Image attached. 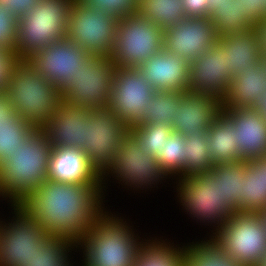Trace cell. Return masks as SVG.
Instances as JSON below:
<instances>
[{"instance_id":"7","label":"cell","mask_w":266,"mask_h":266,"mask_svg":"<svg viewBox=\"0 0 266 266\" xmlns=\"http://www.w3.org/2000/svg\"><path fill=\"white\" fill-rule=\"evenodd\" d=\"M74 0H40L18 19L16 57L26 60L32 54L66 36Z\"/></svg>"},{"instance_id":"5","label":"cell","mask_w":266,"mask_h":266,"mask_svg":"<svg viewBox=\"0 0 266 266\" xmlns=\"http://www.w3.org/2000/svg\"><path fill=\"white\" fill-rule=\"evenodd\" d=\"M110 179L125 188L126 192L129 190L134 194L140 192L146 194L148 191H154L155 187L159 189L157 185L164 186L163 182L172 181L161 168L155 156L148 154L130 131L123 138L114 162L102 175L104 198L108 194L106 189H109L108 186H111V182L114 183ZM108 182L110 183L108 184Z\"/></svg>"},{"instance_id":"28","label":"cell","mask_w":266,"mask_h":266,"mask_svg":"<svg viewBox=\"0 0 266 266\" xmlns=\"http://www.w3.org/2000/svg\"><path fill=\"white\" fill-rule=\"evenodd\" d=\"M183 243L184 266H243L227 254L211 236Z\"/></svg>"},{"instance_id":"22","label":"cell","mask_w":266,"mask_h":266,"mask_svg":"<svg viewBox=\"0 0 266 266\" xmlns=\"http://www.w3.org/2000/svg\"><path fill=\"white\" fill-rule=\"evenodd\" d=\"M47 178L74 184H102V176L77 148L52 149Z\"/></svg>"},{"instance_id":"1","label":"cell","mask_w":266,"mask_h":266,"mask_svg":"<svg viewBox=\"0 0 266 266\" xmlns=\"http://www.w3.org/2000/svg\"><path fill=\"white\" fill-rule=\"evenodd\" d=\"M105 201L108 199L104 198L102 184L64 183L47 178L19 206L41 223L49 236L77 246L106 209Z\"/></svg>"},{"instance_id":"19","label":"cell","mask_w":266,"mask_h":266,"mask_svg":"<svg viewBox=\"0 0 266 266\" xmlns=\"http://www.w3.org/2000/svg\"><path fill=\"white\" fill-rule=\"evenodd\" d=\"M221 110L222 101L212 95L182 91L174 112V131L184 136L207 132Z\"/></svg>"},{"instance_id":"16","label":"cell","mask_w":266,"mask_h":266,"mask_svg":"<svg viewBox=\"0 0 266 266\" xmlns=\"http://www.w3.org/2000/svg\"><path fill=\"white\" fill-rule=\"evenodd\" d=\"M218 38L219 35L209 17H187L178 24L164 29L163 50L191 63L210 49Z\"/></svg>"},{"instance_id":"8","label":"cell","mask_w":266,"mask_h":266,"mask_svg":"<svg viewBox=\"0 0 266 266\" xmlns=\"http://www.w3.org/2000/svg\"><path fill=\"white\" fill-rule=\"evenodd\" d=\"M211 238L243 266H256L266 253V225L259 212H234Z\"/></svg>"},{"instance_id":"18","label":"cell","mask_w":266,"mask_h":266,"mask_svg":"<svg viewBox=\"0 0 266 266\" xmlns=\"http://www.w3.org/2000/svg\"><path fill=\"white\" fill-rule=\"evenodd\" d=\"M92 108L67 104L61 100L48 124L41 130L55 148L81 149L87 142V125Z\"/></svg>"},{"instance_id":"50","label":"cell","mask_w":266,"mask_h":266,"mask_svg":"<svg viewBox=\"0 0 266 266\" xmlns=\"http://www.w3.org/2000/svg\"><path fill=\"white\" fill-rule=\"evenodd\" d=\"M260 214L262 215L263 220H264V223H265V225H266V209L262 210V211L260 212Z\"/></svg>"},{"instance_id":"27","label":"cell","mask_w":266,"mask_h":266,"mask_svg":"<svg viewBox=\"0 0 266 266\" xmlns=\"http://www.w3.org/2000/svg\"><path fill=\"white\" fill-rule=\"evenodd\" d=\"M247 161L215 164L211 172L219 179L220 198L234 211H241L243 179Z\"/></svg>"},{"instance_id":"2","label":"cell","mask_w":266,"mask_h":266,"mask_svg":"<svg viewBox=\"0 0 266 266\" xmlns=\"http://www.w3.org/2000/svg\"><path fill=\"white\" fill-rule=\"evenodd\" d=\"M110 210V211H109ZM106 209L89 227L86 236L77 245L81 261L79 266H134L137 254L147 238L140 237L129 216L127 219ZM118 213V214H117ZM121 214V215H120ZM131 223V224H130ZM81 251V252H80Z\"/></svg>"},{"instance_id":"37","label":"cell","mask_w":266,"mask_h":266,"mask_svg":"<svg viewBox=\"0 0 266 266\" xmlns=\"http://www.w3.org/2000/svg\"><path fill=\"white\" fill-rule=\"evenodd\" d=\"M129 131L138 139L141 147L150 155H156L162 151L165 141L169 140L174 131L171 125L167 124H139Z\"/></svg>"},{"instance_id":"45","label":"cell","mask_w":266,"mask_h":266,"mask_svg":"<svg viewBox=\"0 0 266 266\" xmlns=\"http://www.w3.org/2000/svg\"><path fill=\"white\" fill-rule=\"evenodd\" d=\"M253 29L255 30L258 37L260 54L262 57H264L266 55V17L257 22L253 26Z\"/></svg>"},{"instance_id":"9","label":"cell","mask_w":266,"mask_h":266,"mask_svg":"<svg viewBox=\"0 0 266 266\" xmlns=\"http://www.w3.org/2000/svg\"><path fill=\"white\" fill-rule=\"evenodd\" d=\"M164 29L134 13L118 19L110 57L116 67L138 68L163 50Z\"/></svg>"},{"instance_id":"29","label":"cell","mask_w":266,"mask_h":266,"mask_svg":"<svg viewBox=\"0 0 266 266\" xmlns=\"http://www.w3.org/2000/svg\"><path fill=\"white\" fill-rule=\"evenodd\" d=\"M74 252L78 253L77 246L73 243L49 236L29 257L26 266H73L76 263L73 262Z\"/></svg>"},{"instance_id":"3","label":"cell","mask_w":266,"mask_h":266,"mask_svg":"<svg viewBox=\"0 0 266 266\" xmlns=\"http://www.w3.org/2000/svg\"><path fill=\"white\" fill-rule=\"evenodd\" d=\"M52 145L36 130L10 159L0 164V200L9 206L21 202L47 180Z\"/></svg>"},{"instance_id":"34","label":"cell","mask_w":266,"mask_h":266,"mask_svg":"<svg viewBox=\"0 0 266 266\" xmlns=\"http://www.w3.org/2000/svg\"><path fill=\"white\" fill-rule=\"evenodd\" d=\"M180 104V92L155 91L145 107L140 124H167L174 130V112Z\"/></svg>"},{"instance_id":"42","label":"cell","mask_w":266,"mask_h":266,"mask_svg":"<svg viewBox=\"0 0 266 266\" xmlns=\"http://www.w3.org/2000/svg\"><path fill=\"white\" fill-rule=\"evenodd\" d=\"M40 0H0L4 10L18 19L28 13Z\"/></svg>"},{"instance_id":"26","label":"cell","mask_w":266,"mask_h":266,"mask_svg":"<svg viewBox=\"0 0 266 266\" xmlns=\"http://www.w3.org/2000/svg\"><path fill=\"white\" fill-rule=\"evenodd\" d=\"M149 237L143 242L134 266H184L183 242L175 244L158 235Z\"/></svg>"},{"instance_id":"38","label":"cell","mask_w":266,"mask_h":266,"mask_svg":"<svg viewBox=\"0 0 266 266\" xmlns=\"http://www.w3.org/2000/svg\"><path fill=\"white\" fill-rule=\"evenodd\" d=\"M89 7L104 10L120 19L137 13L138 0H80Z\"/></svg>"},{"instance_id":"40","label":"cell","mask_w":266,"mask_h":266,"mask_svg":"<svg viewBox=\"0 0 266 266\" xmlns=\"http://www.w3.org/2000/svg\"><path fill=\"white\" fill-rule=\"evenodd\" d=\"M241 14L253 25L266 17V4L264 0H239Z\"/></svg>"},{"instance_id":"17","label":"cell","mask_w":266,"mask_h":266,"mask_svg":"<svg viewBox=\"0 0 266 266\" xmlns=\"http://www.w3.org/2000/svg\"><path fill=\"white\" fill-rule=\"evenodd\" d=\"M232 79L227 69L225 49L217 41L190 63L188 90L222 100Z\"/></svg>"},{"instance_id":"49","label":"cell","mask_w":266,"mask_h":266,"mask_svg":"<svg viewBox=\"0 0 266 266\" xmlns=\"http://www.w3.org/2000/svg\"><path fill=\"white\" fill-rule=\"evenodd\" d=\"M256 266H266V253L263 255L261 260L256 264Z\"/></svg>"},{"instance_id":"21","label":"cell","mask_w":266,"mask_h":266,"mask_svg":"<svg viewBox=\"0 0 266 266\" xmlns=\"http://www.w3.org/2000/svg\"><path fill=\"white\" fill-rule=\"evenodd\" d=\"M138 68L155 91L188 90L190 63L174 53L161 50Z\"/></svg>"},{"instance_id":"10","label":"cell","mask_w":266,"mask_h":266,"mask_svg":"<svg viewBox=\"0 0 266 266\" xmlns=\"http://www.w3.org/2000/svg\"><path fill=\"white\" fill-rule=\"evenodd\" d=\"M118 18L104 10L74 0L70 10L66 37L84 51L110 56L116 38Z\"/></svg>"},{"instance_id":"23","label":"cell","mask_w":266,"mask_h":266,"mask_svg":"<svg viewBox=\"0 0 266 266\" xmlns=\"http://www.w3.org/2000/svg\"><path fill=\"white\" fill-rule=\"evenodd\" d=\"M266 92V69L260 61L253 69L240 71L229 84L222 108H255Z\"/></svg>"},{"instance_id":"46","label":"cell","mask_w":266,"mask_h":266,"mask_svg":"<svg viewBox=\"0 0 266 266\" xmlns=\"http://www.w3.org/2000/svg\"><path fill=\"white\" fill-rule=\"evenodd\" d=\"M266 119V92L263 94L261 101L255 107Z\"/></svg>"},{"instance_id":"25","label":"cell","mask_w":266,"mask_h":266,"mask_svg":"<svg viewBox=\"0 0 266 266\" xmlns=\"http://www.w3.org/2000/svg\"><path fill=\"white\" fill-rule=\"evenodd\" d=\"M208 151L214 164L242 161L236 129L221 112L207 130Z\"/></svg>"},{"instance_id":"51","label":"cell","mask_w":266,"mask_h":266,"mask_svg":"<svg viewBox=\"0 0 266 266\" xmlns=\"http://www.w3.org/2000/svg\"><path fill=\"white\" fill-rule=\"evenodd\" d=\"M261 61H262L263 66L266 69V55L264 57H262V60Z\"/></svg>"},{"instance_id":"24","label":"cell","mask_w":266,"mask_h":266,"mask_svg":"<svg viewBox=\"0 0 266 266\" xmlns=\"http://www.w3.org/2000/svg\"><path fill=\"white\" fill-rule=\"evenodd\" d=\"M218 42L227 55V69L232 78L240 71L253 69L261 60L260 46L255 30L227 33Z\"/></svg>"},{"instance_id":"13","label":"cell","mask_w":266,"mask_h":266,"mask_svg":"<svg viewBox=\"0 0 266 266\" xmlns=\"http://www.w3.org/2000/svg\"><path fill=\"white\" fill-rule=\"evenodd\" d=\"M129 128L118 120L109 106L92 108L88 118L87 142L80 149L102 176L114 162Z\"/></svg>"},{"instance_id":"6","label":"cell","mask_w":266,"mask_h":266,"mask_svg":"<svg viewBox=\"0 0 266 266\" xmlns=\"http://www.w3.org/2000/svg\"><path fill=\"white\" fill-rule=\"evenodd\" d=\"M171 184H176L171 187L177 193L176 202L182 207V212H186L197 225L200 223L207 229L212 227L205 236L213 235L234 213L220 198L219 179L211 171L179 177Z\"/></svg>"},{"instance_id":"12","label":"cell","mask_w":266,"mask_h":266,"mask_svg":"<svg viewBox=\"0 0 266 266\" xmlns=\"http://www.w3.org/2000/svg\"><path fill=\"white\" fill-rule=\"evenodd\" d=\"M116 64L110 56L92 57L60 93L67 104L97 108L108 106L112 95Z\"/></svg>"},{"instance_id":"47","label":"cell","mask_w":266,"mask_h":266,"mask_svg":"<svg viewBox=\"0 0 266 266\" xmlns=\"http://www.w3.org/2000/svg\"><path fill=\"white\" fill-rule=\"evenodd\" d=\"M229 0H207V3H209V15L217 9V6H221L225 2H228Z\"/></svg>"},{"instance_id":"36","label":"cell","mask_w":266,"mask_h":266,"mask_svg":"<svg viewBox=\"0 0 266 266\" xmlns=\"http://www.w3.org/2000/svg\"><path fill=\"white\" fill-rule=\"evenodd\" d=\"M185 144L184 135L173 131L169 140L165 141L162 151H158L155 159L172 180L185 176Z\"/></svg>"},{"instance_id":"15","label":"cell","mask_w":266,"mask_h":266,"mask_svg":"<svg viewBox=\"0 0 266 266\" xmlns=\"http://www.w3.org/2000/svg\"><path fill=\"white\" fill-rule=\"evenodd\" d=\"M91 57V53L65 36L32 54L26 61L61 93Z\"/></svg>"},{"instance_id":"20","label":"cell","mask_w":266,"mask_h":266,"mask_svg":"<svg viewBox=\"0 0 266 266\" xmlns=\"http://www.w3.org/2000/svg\"><path fill=\"white\" fill-rule=\"evenodd\" d=\"M221 112L236 129L237 146L243 161L266 154V119L256 108H222Z\"/></svg>"},{"instance_id":"35","label":"cell","mask_w":266,"mask_h":266,"mask_svg":"<svg viewBox=\"0 0 266 266\" xmlns=\"http://www.w3.org/2000/svg\"><path fill=\"white\" fill-rule=\"evenodd\" d=\"M209 19L213 22L219 36L251 30L254 26L241 14L239 0H229L217 6V9L209 15Z\"/></svg>"},{"instance_id":"30","label":"cell","mask_w":266,"mask_h":266,"mask_svg":"<svg viewBox=\"0 0 266 266\" xmlns=\"http://www.w3.org/2000/svg\"><path fill=\"white\" fill-rule=\"evenodd\" d=\"M266 209L263 182V157L247 161L243 179L241 211L261 212Z\"/></svg>"},{"instance_id":"33","label":"cell","mask_w":266,"mask_h":266,"mask_svg":"<svg viewBox=\"0 0 266 266\" xmlns=\"http://www.w3.org/2000/svg\"><path fill=\"white\" fill-rule=\"evenodd\" d=\"M185 176L208 173L215 165L208 151L207 132L184 136Z\"/></svg>"},{"instance_id":"32","label":"cell","mask_w":266,"mask_h":266,"mask_svg":"<svg viewBox=\"0 0 266 266\" xmlns=\"http://www.w3.org/2000/svg\"><path fill=\"white\" fill-rule=\"evenodd\" d=\"M35 131L18 113L8 122H0V164L10 159Z\"/></svg>"},{"instance_id":"31","label":"cell","mask_w":266,"mask_h":266,"mask_svg":"<svg viewBox=\"0 0 266 266\" xmlns=\"http://www.w3.org/2000/svg\"><path fill=\"white\" fill-rule=\"evenodd\" d=\"M137 14L159 25L162 29L187 18L182 0H138Z\"/></svg>"},{"instance_id":"48","label":"cell","mask_w":266,"mask_h":266,"mask_svg":"<svg viewBox=\"0 0 266 266\" xmlns=\"http://www.w3.org/2000/svg\"><path fill=\"white\" fill-rule=\"evenodd\" d=\"M263 157V182H264V195L266 197V154Z\"/></svg>"},{"instance_id":"43","label":"cell","mask_w":266,"mask_h":266,"mask_svg":"<svg viewBox=\"0 0 266 266\" xmlns=\"http://www.w3.org/2000/svg\"><path fill=\"white\" fill-rule=\"evenodd\" d=\"M182 5L188 18L209 17V3H207V0H182Z\"/></svg>"},{"instance_id":"39","label":"cell","mask_w":266,"mask_h":266,"mask_svg":"<svg viewBox=\"0 0 266 266\" xmlns=\"http://www.w3.org/2000/svg\"><path fill=\"white\" fill-rule=\"evenodd\" d=\"M18 18L0 5V48L15 52L17 47Z\"/></svg>"},{"instance_id":"11","label":"cell","mask_w":266,"mask_h":266,"mask_svg":"<svg viewBox=\"0 0 266 266\" xmlns=\"http://www.w3.org/2000/svg\"><path fill=\"white\" fill-rule=\"evenodd\" d=\"M8 208L13 216L0 218V266H26L29 257L49 235L19 205Z\"/></svg>"},{"instance_id":"14","label":"cell","mask_w":266,"mask_h":266,"mask_svg":"<svg viewBox=\"0 0 266 266\" xmlns=\"http://www.w3.org/2000/svg\"><path fill=\"white\" fill-rule=\"evenodd\" d=\"M155 90L139 68L116 67L109 107L129 129L142 122Z\"/></svg>"},{"instance_id":"44","label":"cell","mask_w":266,"mask_h":266,"mask_svg":"<svg viewBox=\"0 0 266 266\" xmlns=\"http://www.w3.org/2000/svg\"><path fill=\"white\" fill-rule=\"evenodd\" d=\"M15 113L6 93L4 91L0 92V122H8V119Z\"/></svg>"},{"instance_id":"4","label":"cell","mask_w":266,"mask_h":266,"mask_svg":"<svg viewBox=\"0 0 266 266\" xmlns=\"http://www.w3.org/2000/svg\"><path fill=\"white\" fill-rule=\"evenodd\" d=\"M13 109L36 130H42L57 110L61 96L26 60H18L4 90Z\"/></svg>"},{"instance_id":"41","label":"cell","mask_w":266,"mask_h":266,"mask_svg":"<svg viewBox=\"0 0 266 266\" xmlns=\"http://www.w3.org/2000/svg\"><path fill=\"white\" fill-rule=\"evenodd\" d=\"M18 60L15 52L0 48V92L5 90L9 74Z\"/></svg>"}]
</instances>
